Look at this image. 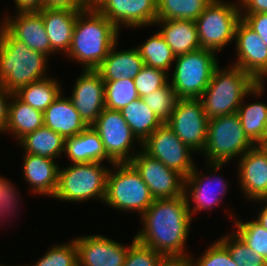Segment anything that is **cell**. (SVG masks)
Returning a JSON list of instances; mask_svg holds the SVG:
<instances>
[{"mask_svg": "<svg viewBox=\"0 0 267 266\" xmlns=\"http://www.w3.org/2000/svg\"><path fill=\"white\" fill-rule=\"evenodd\" d=\"M239 4L245 14L267 13V0H239Z\"/></svg>", "mask_w": 267, "mask_h": 266, "instance_id": "46", "label": "cell"}, {"mask_svg": "<svg viewBox=\"0 0 267 266\" xmlns=\"http://www.w3.org/2000/svg\"><path fill=\"white\" fill-rule=\"evenodd\" d=\"M162 25L159 31L176 56L201 49L195 21L190 20H158Z\"/></svg>", "mask_w": 267, "mask_h": 266, "instance_id": "26", "label": "cell"}, {"mask_svg": "<svg viewBox=\"0 0 267 266\" xmlns=\"http://www.w3.org/2000/svg\"><path fill=\"white\" fill-rule=\"evenodd\" d=\"M0 82L12 94L45 77L48 58L29 49L0 23Z\"/></svg>", "mask_w": 267, "mask_h": 266, "instance_id": "4", "label": "cell"}, {"mask_svg": "<svg viewBox=\"0 0 267 266\" xmlns=\"http://www.w3.org/2000/svg\"><path fill=\"white\" fill-rule=\"evenodd\" d=\"M3 21L2 25L29 49L45 54L47 57L55 53L51 49L44 20L38 10L18 11L17 16L10 18L7 15Z\"/></svg>", "mask_w": 267, "mask_h": 266, "instance_id": "18", "label": "cell"}, {"mask_svg": "<svg viewBox=\"0 0 267 266\" xmlns=\"http://www.w3.org/2000/svg\"><path fill=\"white\" fill-rule=\"evenodd\" d=\"M115 44L96 69L103 81H115L124 78L134 79L144 66L143 59L137 48L115 51Z\"/></svg>", "mask_w": 267, "mask_h": 266, "instance_id": "25", "label": "cell"}, {"mask_svg": "<svg viewBox=\"0 0 267 266\" xmlns=\"http://www.w3.org/2000/svg\"><path fill=\"white\" fill-rule=\"evenodd\" d=\"M18 143L23 147L25 153L43 158L56 159L65 151V139L45 126L26 134Z\"/></svg>", "mask_w": 267, "mask_h": 266, "instance_id": "28", "label": "cell"}, {"mask_svg": "<svg viewBox=\"0 0 267 266\" xmlns=\"http://www.w3.org/2000/svg\"><path fill=\"white\" fill-rule=\"evenodd\" d=\"M105 82V108L121 111L126 105L139 98L133 79L122 78Z\"/></svg>", "mask_w": 267, "mask_h": 266, "instance_id": "34", "label": "cell"}, {"mask_svg": "<svg viewBox=\"0 0 267 266\" xmlns=\"http://www.w3.org/2000/svg\"><path fill=\"white\" fill-rule=\"evenodd\" d=\"M107 174V167L99 162L72 163L59 169L58 186L53 197L71 202L97 198L104 202Z\"/></svg>", "mask_w": 267, "mask_h": 266, "instance_id": "7", "label": "cell"}, {"mask_svg": "<svg viewBox=\"0 0 267 266\" xmlns=\"http://www.w3.org/2000/svg\"><path fill=\"white\" fill-rule=\"evenodd\" d=\"M91 6L118 29L155 25L157 0H92Z\"/></svg>", "mask_w": 267, "mask_h": 266, "instance_id": "14", "label": "cell"}, {"mask_svg": "<svg viewBox=\"0 0 267 266\" xmlns=\"http://www.w3.org/2000/svg\"><path fill=\"white\" fill-rule=\"evenodd\" d=\"M215 51L199 49L176 56L171 86L179 99H199L219 66Z\"/></svg>", "mask_w": 267, "mask_h": 266, "instance_id": "8", "label": "cell"}, {"mask_svg": "<svg viewBox=\"0 0 267 266\" xmlns=\"http://www.w3.org/2000/svg\"><path fill=\"white\" fill-rule=\"evenodd\" d=\"M91 127L99 134L107 156L114 163H129L137 154L131 148L133 141L142 143L132 133L121 111L105 108ZM132 149V152L130 150Z\"/></svg>", "mask_w": 267, "mask_h": 266, "instance_id": "11", "label": "cell"}, {"mask_svg": "<svg viewBox=\"0 0 267 266\" xmlns=\"http://www.w3.org/2000/svg\"><path fill=\"white\" fill-rule=\"evenodd\" d=\"M257 146L267 155V134L264 138L257 144Z\"/></svg>", "mask_w": 267, "mask_h": 266, "instance_id": "50", "label": "cell"}, {"mask_svg": "<svg viewBox=\"0 0 267 266\" xmlns=\"http://www.w3.org/2000/svg\"><path fill=\"white\" fill-rule=\"evenodd\" d=\"M165 257L154 249L139 243L136 238L129 246L123 266H161Z\"/></svg>", "mask_w": 267, "mask_h": 266, "instance_id": "40", "label": "cell"}, {"mask_svg": "<svg viewBox=\"0 0 267 266\" xmlns=\"http://www.w3.org/2000/svg\"><path fill=\"white\" fill-rule=\"evenodd\" d=\"M168 76L165 71L144 65L133 79L139 98L164 87L169 82Z\"/></svg>", "mask_w": 267, "mask_h": 266, "instance_id": "39", "label": "cell"}, {"mask_svg": "<svg viewBox=\"0 0 267 266\" xmlns=\"http://www.w3.org/2000/svg\"><path fill=\"white\" fill-rule=\"evenodd\" d=\"M33 266H78L77 247L72 239L68 244L54 245Z\"/></svg>", "mask_w": 267, "mask_h": 266, "instance_id": "38", "label": "cell"}, {"mask_svg": "<svg viewBox=\"0 0 267 266\" xmlns=\"http://www.w3.org/2000/svg\"><path fill=\"white\" fill-rule=\"evenodd\" d=\"M65 154L72 163H89L109 161L99 134L89 126L81 133L65 140Z\"/></svg>", "mask_w": 267, "mask_h": 266, "instance_id": "24", "label": "cell"}, {"mask_svg": "<svg viewBox=\"0 0 267 266\" xmlns=\"http://www.w3.org/2000/svg\"><path fill=\"white\" fill-rule=\"evenodd\" d=\"M105 82L97 70H83L68 97L83 121L91 126L105 109Z\"/></svg>", "mask_w": 267, "mask_h": 266, "instance_id": "15", "label": "cell"}, {"mask_svg": "<svg viewBox=\"0 0 267 266\" xmlns=\"http://www.w3.org/2000/svg\"><path fill=\"white\" fill-rule=\"evenodd\" d=\"M241 190L247 199L267 200V155L255 145L238 164Z\"/></svg>", "mask_w": 267, "mask_h": 266, "instance_id": "19", "label": "cell"}, {"mask_svg": "<svg viewBox=\"0 0 267 266\" xmlns=\"http://www.w3.org/2000/svg\"><path fill=\"white\" fill-rule=\"evenodd\" d=\"M213 0H157L158 20L195 21Z\"/></svg>", "mask_w": 267, "mask_h": 266, "instance_id": "31", "label": "cell"}, {"mask_svg": "<svg viewBox=\"0 0 267 266\" xmlns=\"http://www.w3.org/2000/svg\"><path fill=\"white\" fill-rule=\"evenodd\" d=\"M223 2L213 0L195 20L201 48L216 53L235 39V29L243 14L239 4Z\"/></svg>", "mask_w": 267, "mask_h": 266, "instance_id": "9", "label": "cell"}, {"mask_svg": "<svg viewBox=\"0 0 267 266\" xmlns=\"http://www.w3.org/2000/svg\"><path fill=\"white\" fill-rule=\"evenodd\" d=\"M161 266H196L193 257L165 258Z\"/></svg>", "mask_w": 267, "mask_h": 266, "instance_id": "48", "label": "cell"}, {"mask_svg": "<svg viewBox=\"0 0 267 266\" xmlns=\"http://www.w3.org/2000/svg\"><path fill=\"white\" fill-rule=\"evenodd\" d=\"M230 67L221 70L218 66L199 98L208 119L237 113L244 97L261 95L264 90L265 79L255 80L241 68Z\"/></svg>", "mask_w": 267, "mask_h": 266, "instance_id": "3", "label": "cell"}, {"mask_svg": "<svg viewBox=\"0 0 267 266\" xmlns=\"http://www.w3.org/2000/svg\"><path fill=\"white\" fill-rule=\"evenodd\" d=\"M143 228L136 240L165 258L187 257L184 253L192 217L185 196L154 199L141 216Z\"/></svg>", "mask_w": 267, "mask_h": 266, "instance_id": "1", "label": "cell"}, {"mask_svg": "<svg viewBox=\"0 0 267 266\" xmlns=\"http://www.w3.org/2000/svg\"><path fill=\"white\" fill-rule=\"evenodd\" d=\"M58 83L55 78L47 77L21 87L14 94L24 103L43 113L63 93Z\"/></svg>", "mask_w": 267, "mask_h": 266, "instance_id": "30", "label": "cell"}, {"mask_svg": "<svg viewBox=\"0 0 267 266\" xmlns=\"http://www.w3.org/2000/svg\"><path fill=\"white\" fill-rule=\"evenodd\" d=\"M44 126L60 134L65 140L89 126L83 121L71 100L60 96L43 112Z\"/></svg>", "mask_w": 267, "mask_h": 266, "instance_id": "23", "label": "cell"}, {"mask_svg": "<svg viewBox=\"0 0 267 266\" xmlns=\"http://www.w3.org/2000/svg\"><path fill=\"white\" fill-rule=\"evenodd\" d=\"M11 95L12 93L9 92L0 82V133L5 132L6 130L10 102L9 98H11Z\"/></svg>", "mask_w": 267, "mask_h": 266, "instance_id": "45", "label": "cell"}, {"mask_svg": "<svg viewBox=\"0 0 267 266\" xmlns=\"http://www.w3.org/2000/svg\"><path fill=\"white\" fill-rule=\"evenodd\" d=\"M141 149L149 156L158 159L166 167L186 178L196 167L192 150L187 147L174 131L162 123L143 143Z\"/></svg>", "mask_w": 267, "mask_h": 266, "instance_id": "10", "label": "cell"}, {"mask_svg": "<svg viewBox=\"0 0 267 266\" xmlns=\"http://www.w3.org/2000/svg\"><path fill=\"white\" fill-rule=\"evenodd\" d=\"M141 99L155 113L162 123H166L174 111L179 97L168 82L164 87L141 97Z\"/></svg>", "mask_w": 267, "mask_h": 266, "instance_id": "35", "label": "cell"}, {"mask_svg": "<svg viewBox=\"0 0 267 266\" xmlns=\"http://www.w3.org/2000/svg\"><path fill=\"white\" fill-rule=\"evenodd\" d=\"M112 165L114 170H108L103 203L123 212L137 211L142 215L154 201L148 186L130 163Z\"/></svg>", "mask_w": 267, "mask_h": 266, "instance_id": "6", "label": "cell"}, {"mask_svg": "<svg viewBox=\"0 0 267 266\" xmlns=\"http://www.w3.org/2000/svg\"><path fill=\"white\" fill-rule=\"evenodd\" d=\"M17 190H15L13 184L9 179H5L0 176V218H7L6 215L10 216L12 211L16 210L14 207L17 203ZM17 207V206H16ZM6 216V217H5Z\"/></svg>", "mask_w": 267, "mask_h": 266, "instance_id": "42", "label": "cell"}, {"mask_svg": "<svg viewBox=\"0 0 267 266\" xmlns=\"http://www.w3.org/2000/svg\"><path fill=\"white\" fill-rule=\"evenodd\" d=\"M145 66L168 72L176 55L166 43L160 32L152 35L137 47Z\"/></svg>", "mask_w": 267, "mask_h": 266, "instance_id": "33", "label": "cell"}, {"mask_svg": "<svg viewBox=\"0 0 267 266\" xmlns=\"http://www.w3.org/2000/svg\"><path fill=\"white\" fill-rule=\"evenodd\" d=\"M237 114L247 137L257 145L267 134V104L241 102Z\"/></svg>", "mask_w": 267, "mask_h": 266, "instance_id": "32", "label": "cell"}, {"mask_svg": "<svg viewBox=\"0 0 267 266\" xmlns=\"http://www.w3.org/2000/svg\"><path fill=\"white\" fill-rule=\"evenodd\" d=\"M219 241L227 248L238 266H267L265 258L249 248L235 233L223 236Z\"/></svg>", "mask_w": 267, "mask_h": 266, "instance_id": "37", "label": "cell"}, {"mask_svg": "<svg viewBox=\"0 0 267 266\" xmlns=\"http://www.w3.org/2000/svg\"><path fill=\"white\" fill-rule=\"evenodd\" d=\"M121 114L128 123L132 133L143 143L161 124L160 119L147 106V104L138 98L126 105Z\"/></svg>", "mask_w": 267, "mask_h": 266, "instance_id": "29", "label": "cell"}, {"mask_svg": "<svg viewBox=\"0 0 267 266\" xmlns=\"http://www.w3.org/2000/svg\"><path fill=\"white\" fill-rule=\"evenodd\" d=\"M38 11L42 14L51 49L54 52L63 51L64 53H68L72 42L75 22L81 10L42 8Z\"/></svg>", "mask_w": 267, "mask_h": 266, "instance_id": "21", "label": "cell"}, {"mask_svg": "<svg viewBox=\"0 0 267 266\" xmlns=\"http://www.w3.org/2000/svg\"><path fill=\"white\" fill-rule=\"evenodd\" d=\"M129 163L140 174L154 199H173L184 195L185 178L143 150Z\"/></svg>", "mask_w": 267, "mask_h": 266, "instance_id": "13", "label": "cell"}, {"mask_svg": "<svg viewBox=\"0 0 267 266\" xmlns=\"http://www.w3.org/2000/svg\"><path fill=\"white\" fill-rule=\"evenodd\" d=\"M209 119L199 99H179L166 124L192 152H203Z\"/></svg>", "mask_w": 267, "mask_h": 266, "instance_id": "12", "label": "cell"}, {"mask_svg": "<svg viewBox=\"0 0 267 266\" xmlns=\"http://www.w3.org/2000/svg\"><path fill=\"white\" fill-rule=\"evenodd\" d=\"M92 0H43V8H67L84 10L91 6Z\"/></svg>", "mask_w": 267, "mask_h": 266, "instance_id": "44", "label": "cell"}, {"mask_svg": "<svg viewBox=\"0 0 267 266\" xmlns=\"http://www.w3.org/2000/svg\"><path fill=\"white\" fill-rule=\"evenodd\" d=\"M237 59L234 66L249 73L255 80L266 79L267 46L242 19L235 29Z\"/></svg>", "mask_w": 267, "mask_h": 266, "instance_id": "16", "label": "cell"}, {"mask_svg": "<svg viewBox=\"0 0 267 266\" xmlns=\"http://www.w3.org/2000/svg\"><path fill=\"white\" fill-rule=\"evenodd\" d=\"M5 132L15 135L17 141L26 134L44 126L43 113L21 101L15 94L11 95Z\"/></svg>", "mask_w": 267, "mask_h": 266, "instance_id": "27", "label": "cell"}, {"mask_svg": "<svg viewBox=\"0 0 267 266\" xmlns=\"http://www.w3.org/2000/svg\"><path fill=\"white\" fill-rule=\"evenodd\" d=\"M241 19L258 34L267 46V13L241 14Z\"/></svg>", "mask_w": 267, "mask_h": 266, "instance_id": "43", "label": "cell"}, {"mask_svg": "<svg viewBox=\"0 0 267 266\" xmlns=\"http://www.w3.org/2000/svg\"><path fill=\"white\" fill-rule=\"evenodd\" d=\"M17 11H32L43 8V0H14Z\"/></svg>", "mask_w": 267, "mask_h": 266, "instance_id": "47", "label": "cell"}, {"mask_svg": "<svg viewBox=\"0 0 267 266\" xmlns=\"http://www.w3.org/2000/svg\"><path fill=\"white\" fill-rule=\"evenodd\" d=\"M78 266H123L129 246L102 235L74 238Z\"/></svg>", "mask_w": 267, "mask_h": 266, "instance_id": "17", "label": "cell"}, {"mask_svg": "<svg viewBox=\"0 0 267 266\" xmlns=\"http://www.w3.org/2000/svg\"><path fill=\"white\" fill-rule=\"evenodd\" d=\"M254 146L237 113L209 119L203 153L211 170L217 172L229 160L242 156Z\"/></svg>", "mask_w": 267, "mask_h": 266, "instance_id": "5", "label": "cell"}, {"mask_svg": "<svg viewBox=\"0 0 267 266\" xmlns=\"http://www.w3.org/2000/svg\"><path fill=\"white\" fill-rule=\"evenodd\" d=\"M197 168L198 167L196 166L193 169V171L185 178L184 181V196L187 200L191 217L193 213H196L199 210L203 209L212 210L213 209L212 206L217 207L220 201L222 200L221 197L225 195L228 188L227 182L224 183V181L221 180V178L216 177L215 175L216 173L213 172L214 174L213 176L215 177V179L213 180H216L213 182L218 183L217 189L219 190H217V192H215L216 190L214 192L211 191L210 188L212 186L215 187L214 185H216V184L213 185V183L209 182L210 181L209 179H211L212 174L210 175L207 174L206 177L205 175L199 174ZM189 196L191 197V200L189 199L190 198ZM189 200L195 203L193 209L190 208L191 204H189L190 203Z\"/></svg>", "mask_w": 267, "mask_h": 266, "instance_id": "20", "label": "cell"}, {"mask_svg": "<svg viewBox=\"0 0 267 266\" xmlns=\"http://www.w3.org/2000/svg\"><path fill=\"white\" fill-rule=\"evenodd\" d=\"M234 219L237 230L234 232L249 248L254 249L267 261V230L256 220L242 222Z\"/></svg>", "mask_w": 267, "mask_h": 266, "instance_id": "36", "label": "cell"}, {"mask_svg": "<svg viewBox=\"0 0 267 266\" xmlns=\"http://www.w3.org/2000/svg\"><path fill=\"white\" fill-rule=\"evenodd\" d=\"M198 259L194 261L196 266H238L219 239L211 244Z\"/></svg>", "mask_w": 267, "mask_h": 266, "instance_id": "41", "label": "cell"}, {"mask_svg": "<svg viewBox=\"0 0 267 266\" xmlns=\"http://www.w3.org/2000/svg\"><path fill=\"white\" fill-rule=\"evenodd\" d=\"M258 202L263 201L264 204L267 203V200H257ZM258 213L256 221L267 230V204H265Z\"/></svg>", "mask_w": 267, "mask_h": 266, "instance_id": "49", "label": "cell"}, {"mask_svg": "<svg viewBox=\"0 0 267 266\" xmlns=\"http://www.w3.org/2000/svg\"><path fill=\"white\" fill-rule=\"evenodd\" d=\"M119 29L92 6L78 13L68 57L96 70L117 44Z\"/></svg>", "mask_w": 267, "mask_h": 266, "instance_id": "2", "label": "cell"}, {"mask_svg": "<svg viewBox=\"0 0 267 266\" xmlns=\"http://www.w3.org/2000/svg\"><path fill=\"white\" fill-rule=\"evenodd\" d=\"M24 179L32 186V193L53 197L58 186L59 169L52 158L25 153L23 156Z\"/></svg>", "mask_w": 267, "mask_h": 266, "instance_id": "22", "label": "cell"}]
</instances>
